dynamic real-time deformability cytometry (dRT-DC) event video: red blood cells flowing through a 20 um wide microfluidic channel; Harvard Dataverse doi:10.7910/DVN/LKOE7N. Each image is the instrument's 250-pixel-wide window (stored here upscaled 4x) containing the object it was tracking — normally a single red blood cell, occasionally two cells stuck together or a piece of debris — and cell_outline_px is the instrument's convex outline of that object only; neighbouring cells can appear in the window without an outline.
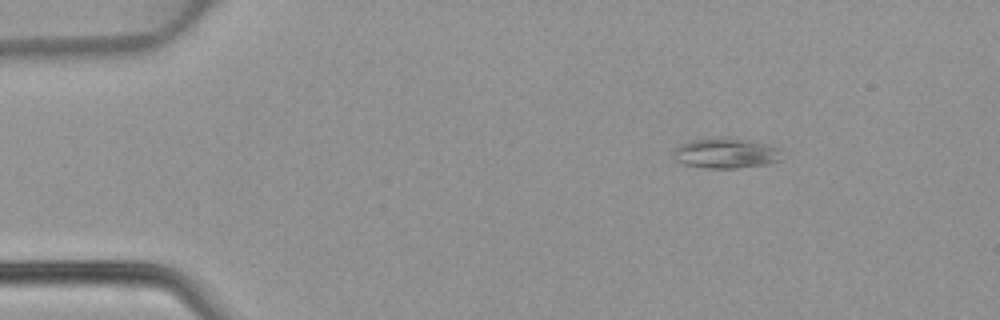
{"species": "common noctule bat (a hibernating species)", "species_latin": "Nyctalus noctula", "temperature_condition": "warm", "stored_images_in_passage": 47, "camera_frame_rate_fps": 3000, "um_per_image_px": 0.085, "animal": {"sex": "female", "body_mass_g": 22.7, "forearm_length_mm": 54.2}, "frame": {"image": 1, "passage_image": 7, "time_ms": 2.0, "image_size_px": [1000, 320], "cell_outline_px": [[784, 160], [768, 164], [736, 168], [704, 168], [684, 164], [676, 160], [672, 156], [672, 152], [680, 144], [688, 140], [716, 136], [728, 136], [756, 140], [780, 148]], "centroid_in_image_um": [61.74, 12.98], "position_along_channel_um": 23.3, "area_um2": 20.06}}
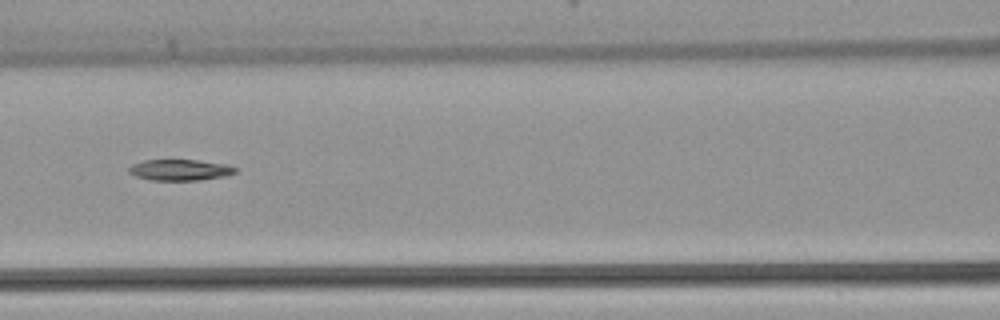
{"frame": {"image": 2, "passage_image": 21, "time_ms": 6.667, "image_size_px": [1000, 320], "cell_outline_px": [[236, 172], [224, 176], [200, 180], [148, 180], [136, 176], [128, 172], [128, 168], [132, 164], [144, 160], [196, 160], [228, 164], [236, 168]], "centroid_in_image_um": [15.28, 14.44], "position_along_channel_um": 151.3, "area_um2": 13.06}}
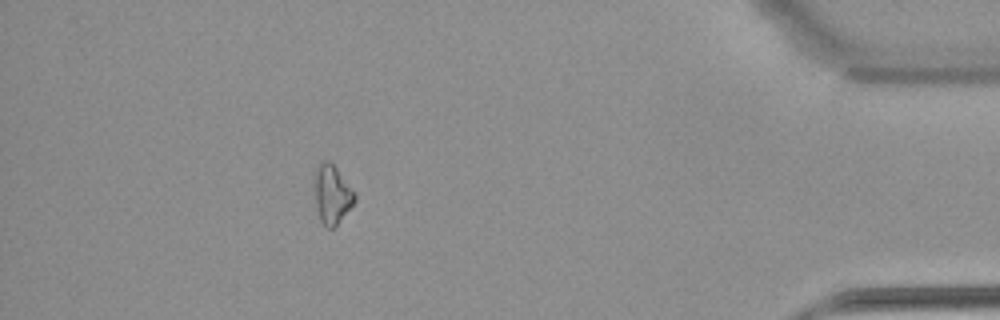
{"frame": {"image": 3, "passage_image": 42, "time_ms": 13.667, "image_size_px": [1000, 320], "cell_outline_px": [[356, 200], [336, 224], [332, 228], [328, 228], [320, 220], [316, 208], [312, 184], [316, 168], [320, 160], [328, 160], [336, 168], [356, 192]], "centroid_in_image_um": [28.18, 16.47], "position_along_channel_um": 407.0, "area_um2": 13.99}}